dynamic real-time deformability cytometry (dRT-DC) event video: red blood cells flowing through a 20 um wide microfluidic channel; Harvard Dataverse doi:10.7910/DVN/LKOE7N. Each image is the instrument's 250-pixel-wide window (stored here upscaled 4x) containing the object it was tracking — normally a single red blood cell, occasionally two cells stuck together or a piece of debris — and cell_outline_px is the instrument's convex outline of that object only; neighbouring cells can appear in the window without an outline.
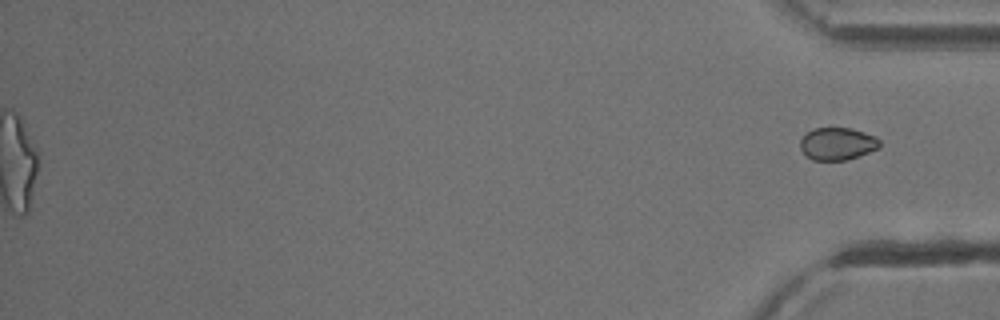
{"species": "common noctule bat (a hibernating species)", "species_latin": "Nyctalus noctula", "temperature_condition": "cold", "stored_images_in_passage": 53, "segment_of_instrument_passage": [2, 2], "camera_frame_rate_fps": 3000, "um_per_image_px": 0.085, "animal": {"sex": "male", "body_mass_g": 13.3}, "frame": {"image": 1, "passage_image": 53, "time_ms": 17.333, "image_size_px": [1000, 320], "cell_outline_px": [[880, 148], [848, 160], [812, 160], [800, 148], [800, 140], [812, 128], [852, 128], [876, 136], [880, 140]], "centroid_in_image_um": [71.21, 12.22], "position_along_channel_um": 364.0, "area_um2": 15.09}}